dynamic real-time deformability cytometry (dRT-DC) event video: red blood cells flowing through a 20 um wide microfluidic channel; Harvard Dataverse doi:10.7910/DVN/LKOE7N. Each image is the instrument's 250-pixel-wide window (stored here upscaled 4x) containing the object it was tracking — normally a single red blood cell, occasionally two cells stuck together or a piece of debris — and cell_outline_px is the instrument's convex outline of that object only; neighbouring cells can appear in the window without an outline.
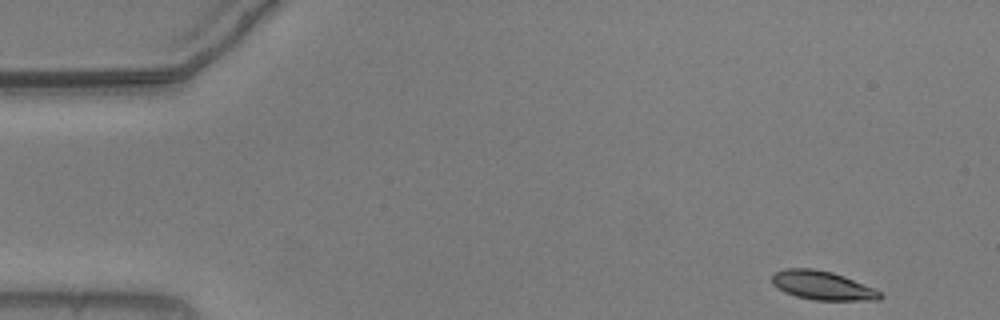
{"species": "common noctule bat (a hibernating species)", "species_latin": "Nyctalus noctula", "temperature_condition": "warm", "stored_images_in_passage": 50, "camera_frame_rate_fps": 3000, "um_per_image_px": 0.085, "animal": {"sex": "male", "body_mass_g": 20.5, "forearm_length_mm": 52.5}, "frame": {"image": 1, "passage_image": 1, "time_ms": 0.0, "image_size_px": [1000, 320], "cell_outline_px": [[884, 296], [880, 300], [812, 300], [796, 296], [784, 292], [772, 284], [772, 272], [784, 268], [812, 268], [832, 272], [844, 276], [872, 288], [880, 292]], "centroid_in_image_um": [69.86, 24.26], "position_along_channel_um": 15.1, "area_um2": 18.21}}
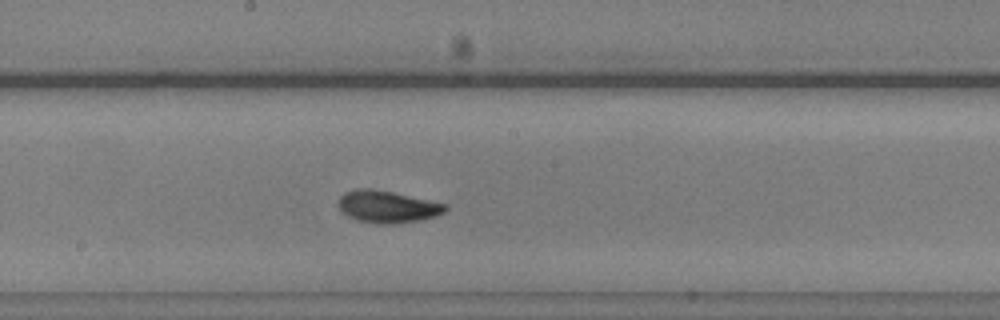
{"frame": {"image": 2, "passage_image": 26, "time_ms": 8.333, "image_size_px": [1000, 320], "cell_outline_px": [[448, 208], [444, 212], [436, 216], [420, 220], [396, 224], [376, 224], [356, 220], [348, 216], [340, 208], [340, 196], [344, 192], [356, 188], [372, 188], [392, 192], [448, 204]], "centroid_in_image_um": [32.95, 17.57], "position_along_channel_um": 215.3, "area_um2": 20.06}}
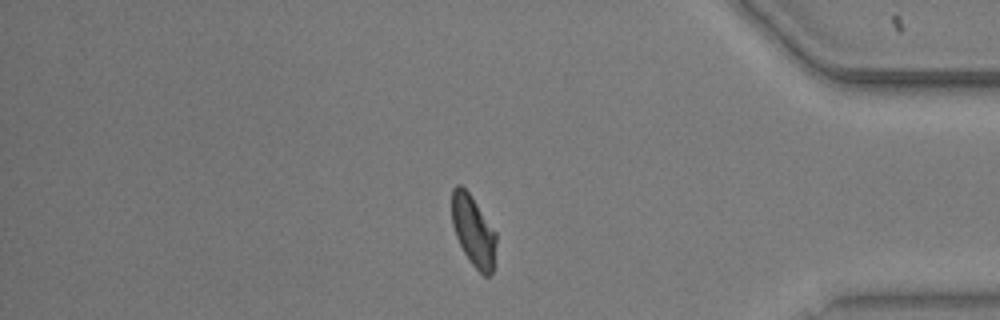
{"frame": {"image": 3, "passage_image": 43, "time_ms": 14.0, "image_size_px": [1000, 320], "cell_outline_px": [[496, 244], [492, 272], [488, 276], [484, 276], [468, 260], [456, 236], [452, 224], [452, 188], [456, 184], [460, 184], [468, 192], [496, 232]], "centroid_in_image_um": [40.22, 19.62], "position_along_channel_um": 395.0, "area_um2": 18.03}}